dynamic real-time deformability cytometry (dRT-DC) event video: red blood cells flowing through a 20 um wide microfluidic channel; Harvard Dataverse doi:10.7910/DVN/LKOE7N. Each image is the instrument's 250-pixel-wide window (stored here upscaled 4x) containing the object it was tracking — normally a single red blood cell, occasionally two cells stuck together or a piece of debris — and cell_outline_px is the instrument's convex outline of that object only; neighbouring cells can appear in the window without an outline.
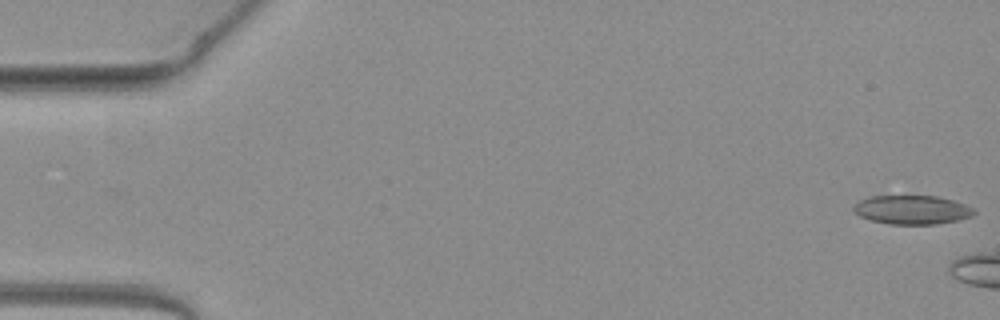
{"species": "common noctule bat (a hibernating species)", "species_latin": "Nyctalus noctula", "temperature_condition": "warm", "stored_images_in_passage": 10, "camera_frame_rate_fps": 3000, "um_per_image_px": 0.085, "animal": {"sex": "female", "body_mass_g": 19.3, "forearm_length_mm": 54.1}, "frame": {"image": 1, "passage_image": 1, "time_ms": 0.0, "image_size_px": [1000, 320], "cell_outline_px": [[976, 212], [972, 216], [956, 220], [936, 224], [888, 224], [872, 220], [860, 216], [852, 208], [860, 200], [868, 196], [936, 196], [952, 200], [964, 204], [972, 208]], "centroid_in_image_um": [77.51, 17.83], "position_along_channel_um": 7.5, "area_um2": 20.06}}